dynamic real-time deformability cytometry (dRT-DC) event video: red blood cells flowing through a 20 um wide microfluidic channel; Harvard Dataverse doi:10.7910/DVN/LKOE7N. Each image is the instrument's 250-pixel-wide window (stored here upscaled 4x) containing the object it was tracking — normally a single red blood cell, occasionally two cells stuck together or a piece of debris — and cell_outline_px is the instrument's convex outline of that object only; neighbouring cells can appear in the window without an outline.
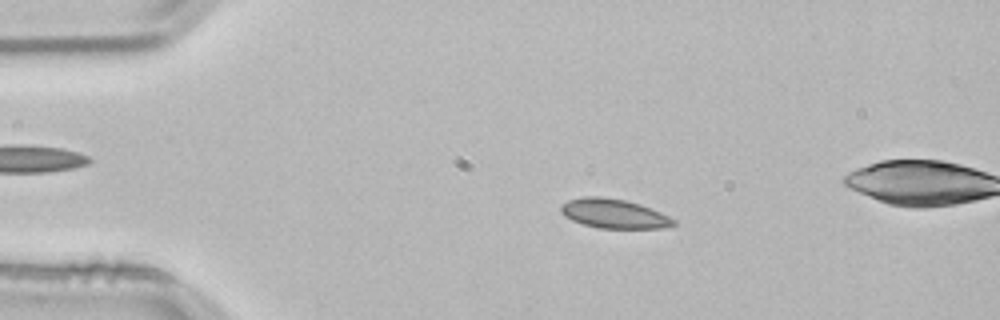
{"species": "common noctule bat (a hibernating species)", "species_latin": "Nyctalus noctula", "temperature_condition": "room temperature", "stored_images_in_passage": 54, "camera_frame_rate_fps": 3000, "um_per_image_px": 0.085, "animal": {"sex": "male", "body_mass_g": 21.5, "forearm_length_mm": 52.0}, "frame": {"image": 1, "passage_image": 10, "time_ms": 3.0, "image_size_px": [1000, 320], "cell_outline_px": [[676, 224], [664, 228], [600, 228], [584, 224], [572, 220], [564, 216], [560, 212], [560, 204], [568, 200], [584, 196], [600, 196], [624, 200], [640, 204], [660, 212], [676, 220]], "centroid_in_image_um": [52.16, 18.15], "position_along_channel_um": 32.8, "area_um2": 19.25}}
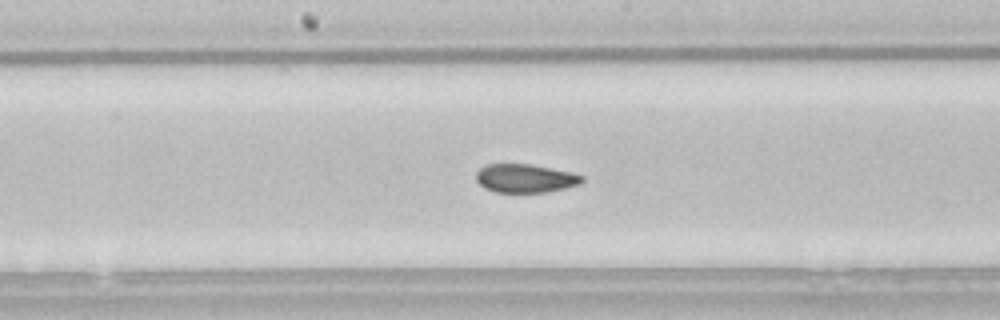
{"frame": {"image": 2, "passage_image": 27, "time_ms": 8.667, "image_size_px": [1000, 320], "cell_outline_px": [[584, 180], [580, 184], [548, 192], [496, 192], [484, 188], [476, 180], [476, 172], [480, 168], [488, 164], [528, 164], [568, 172], [584, 176]], "centroid_in_image_um": [44.62, 15.16], "position_along_channel_um": 203.6, "area_um2": 17.4}}
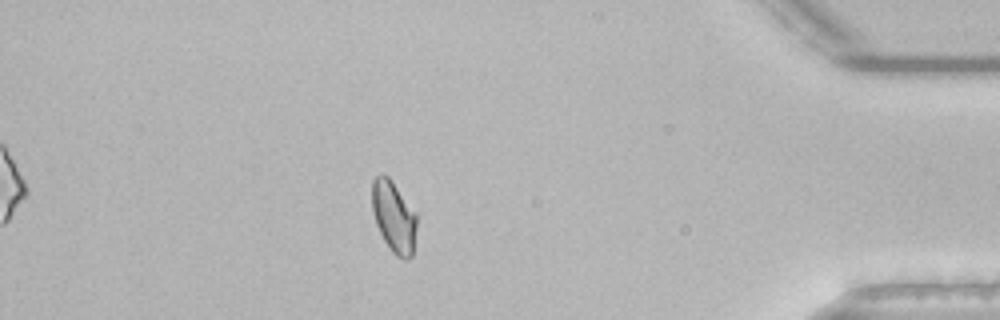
{"frame": {"image": 3, "passage_image": 46, "time_ms": 15.0, "image_size_px": [1000, 320], "cell_outline_px": [[416, 228], [412, 256], [408, 260], [404, 260], [396, 256], [388, 248], [376, 224], [372, 212], [372, 180], [376, 176], [384, 172], [388, 176], [416, 212]], "centroid_in_image_um": [33.46, 18.43], "position_along_channel_um": 401.7, "area_um2": 18.73}, "authors_computed_cell_mechanics": {"area_um2": 18.6983, "velocity_mm_per_s": 3.8151, "shape_relaxation_time_tau1_ms": 9.0974, "shape_relaxation_time_tau2_ms": null, "deformation_change_tau1": 0.1397, "deformation_change_tau2": null}}